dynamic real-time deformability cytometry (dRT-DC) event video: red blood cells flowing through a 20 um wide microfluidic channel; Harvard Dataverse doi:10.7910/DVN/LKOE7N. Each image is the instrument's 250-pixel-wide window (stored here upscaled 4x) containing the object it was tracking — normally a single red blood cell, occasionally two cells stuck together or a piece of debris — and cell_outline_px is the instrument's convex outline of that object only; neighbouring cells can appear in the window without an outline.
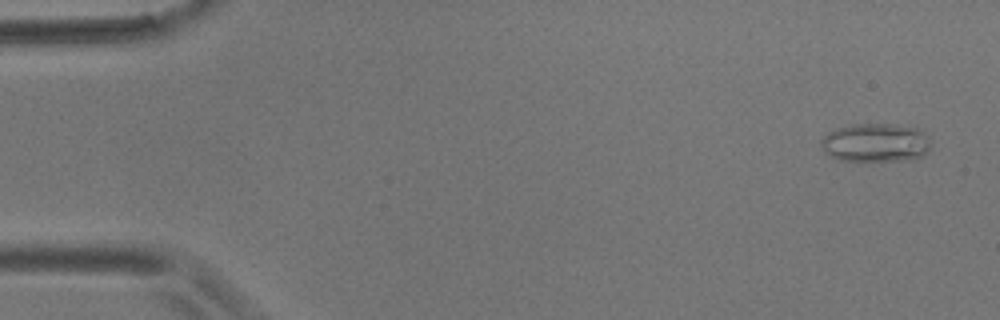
{"species": "common noctule bat (a hibernating species)", "species_latin": "Nyctalus noctula", "temperature_condition": "room temperature", "stored_images_in_passage": 56, "camera_frame_rate_fps": 3000, "um_per_image_px": 0.085, "animal": {"sex": "male", "body_mass_g": 17.9}, "frame": {"image": 1, "passage_image": 3, "time_ms": 0.667, "image_size_px": [1000, 320], "cell_outline_px": [[932, 140], [928, 152], [924, 156], [912, 160], [840, 160], [824, 152], [820, 144], [820, 140], [828, 132], [836, 128], [852, 124], [888, 124], [916, 128], [928, 136]], "centroid_in_image_um": [74.44, 12.13], "position_along_channel_um": 10.6, "area_um2": 24.8}}
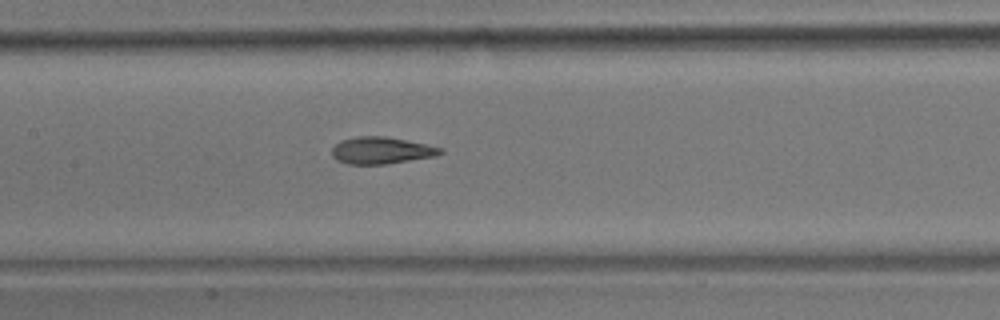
{"frame": {"image": 2, "passage_image": 27, "time_ms": 8.667, "image_size_px": [1000, 320], "cell_outline_px": [[444, 152], [436, 156], [388, 164], [348, 164], [336, 160], [332, 156], [332, 148], [340, 140], [356, 136], [384, 136], [444, 148]], "centroid_in_image_um": [32.4, 12.79], "position_along_channel_um": 175.0, "area_um2": 17.05}}
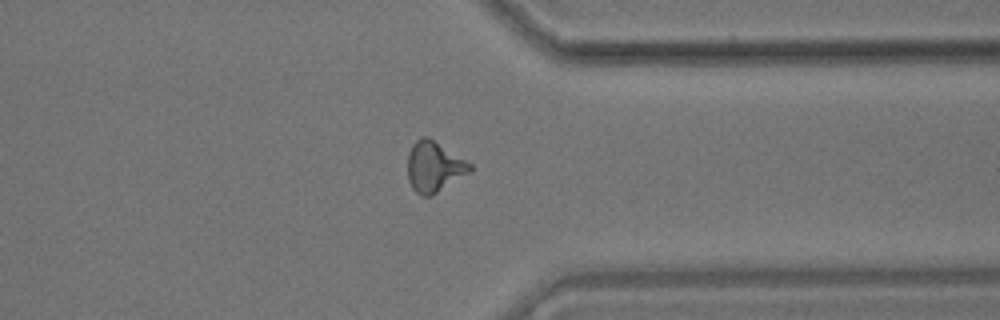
{"frame": {"image": 3, "passage_image": 44, "time_ms": 14.333, "image_size_px": [1000, 320], "cell_outline_px": [[472, 172], [432, 196], [420, 196], [412, 188], [408, 180], [408, 152], [412, 144], [420, 136], [428, 136], [472, 164]], "centroid_in_image_um": [36.9, 14.18], "position_along_channel_um": 374.5, "area_um2": 18.67}, "authors_computed_cell_mechanics": {"area_um2": 17.5134, "velocity_mm_per_s": 3.5863, "shape_relaxation_time_tau1_ms": 8.5196, "shape_relaxation_time_tau2_ms": 2.4789, "deformation_change_tau1": 0.2138, "deformation_change_tau2": 0.1026}}